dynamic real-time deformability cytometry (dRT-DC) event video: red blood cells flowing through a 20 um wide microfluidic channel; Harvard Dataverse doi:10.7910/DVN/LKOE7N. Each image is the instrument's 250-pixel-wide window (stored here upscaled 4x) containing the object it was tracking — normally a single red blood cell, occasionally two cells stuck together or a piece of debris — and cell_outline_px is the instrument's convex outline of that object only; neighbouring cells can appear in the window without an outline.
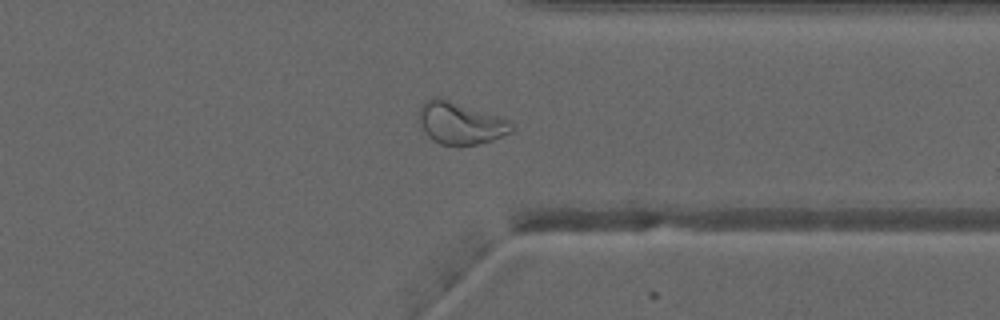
{"species": "common noctule bat (a hibernating species)", "species_latin": "Nyctalus noctula", "temperature_condition": "warm", "stored_images_in_passage": 52, "camera_frame_rate_fps": 3000, "um_per_image_px": 0.085, "animal": {"sex": "male", "forearm_length_mm": 52.5}, "frame": {"image": 1, "passage_image": 41, "time_ms": 13.333, "image_size_px": [1000, 320], "cell_outline_px": [[512, 132], [492, 140], [476, 144], [440, 144], [432, 140], [424, 132], [416, 116], [420, 108], [432, 96], [440, 96], [504, 116], [512, 124]], "centroid_in_image_um": [39.13, 10.42], "position_along_channel_um": 372.3, "area_um2": 23.18}}
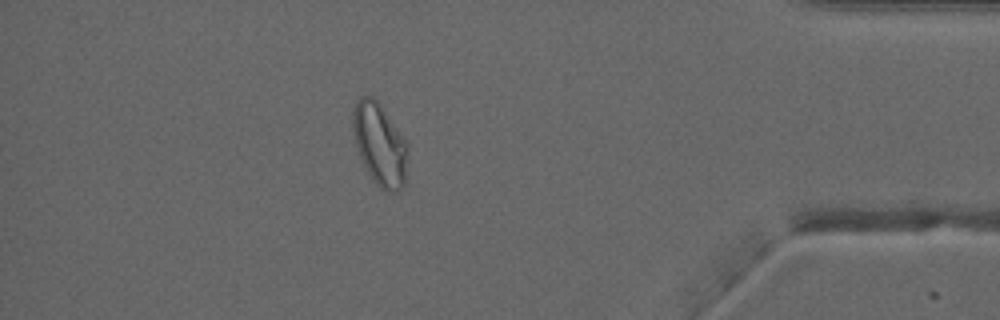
{"frame": {"image": 2, "passage_image": 46, "time_ms": 15.0, "image_size_px": [1000, 320], "cell_outline_px": [[408, 144], [404, 184], [396, 192], [392, 192], [380, 188], [372, 180], [360, 156], [356, 144], [352, 128], [352, 108], [356, 100], [360, 96], [372, 96], [380, 104]], "centroid_in_image_um": [32.25, 12.24], "position_along_channel_um": 402.9, "area_um2": 26.07}, "authors_computed_cell_mechanics": {"area_um2": 26.9926, "velocity_mm_per_s": 4.0374, "shape_relaxation_time_tau1_ms": null, "shape_relaxation_time_tau2_ms": 1.8769, "deformation_change_tau1": null, "deformation_change_tau2": 0.0881}}